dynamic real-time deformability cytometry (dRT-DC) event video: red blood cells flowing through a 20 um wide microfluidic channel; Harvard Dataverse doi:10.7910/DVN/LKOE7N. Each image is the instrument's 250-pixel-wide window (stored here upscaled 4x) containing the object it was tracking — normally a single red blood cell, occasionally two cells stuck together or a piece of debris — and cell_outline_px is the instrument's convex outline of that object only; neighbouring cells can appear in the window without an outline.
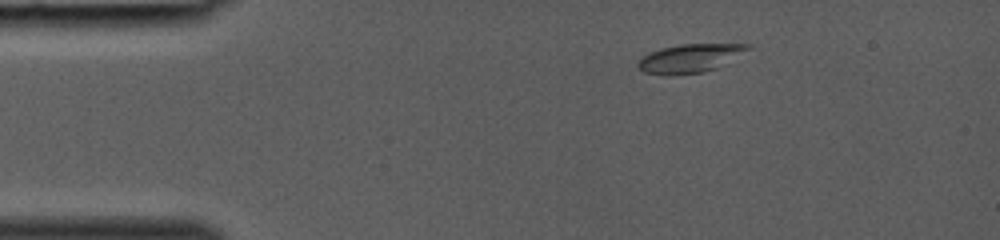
{"species": "common noctule bat (a hibernating species)", "species_latin": "Nyctalus noctula", "temperature_condition": "room temperature", "stored_images_in_passage": 33, "camera_frame_rate_fps": 3000, "um_per_image_px": 0.085, "animal": {"sex": "female", "body_mass_g": 19.0, "forearm_length_mm": 53.3}, "frame": {"image": 1, "passage_image": 1, "time_ms": 0.0, "image_size_px": [1000, 240], "cell_outline_px": [[752, 48], [716, 68], [704, 72], [672, 76], [668, 76], [644, 72], [636, 64], [640, 56], [648, 52], [660, 48], [680, 44], [752, 44]], "centroid_in_image_um": [58.59, 4.96], "position_along_channel_um": 26.4, "area_um2": 18.5}}
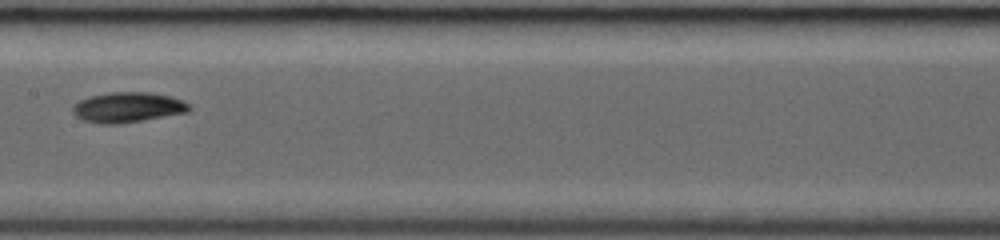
{"frame": {"image": 2, "passage_image": 15, "time_ms": 4.667, "image_size_px": [1000, 240], "cell_outline_px": [[192, 108], [188, 112], [144, 120], [116, 124], [100, 124], [84, 120], [76, 116], [72, 112], [72, 108], [80, 100], [92, 96], [112, 92], [148, 92], [168, 96], [180, 100], [188, 104]], "centroid_in_image_um": [10.86, 9.13], "position_along_channel_um": 196.5, "area_um2": 20.23}}
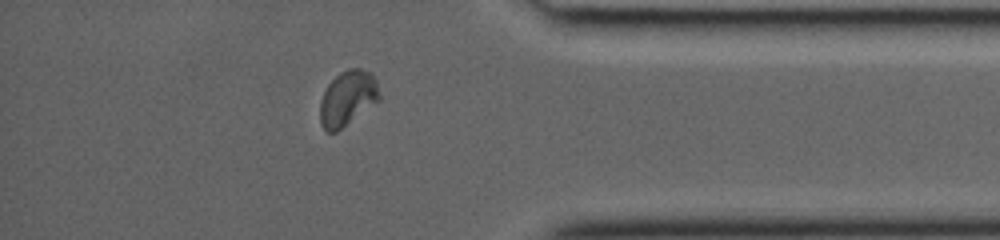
{"frame": {"image": 3, "passage_image": 28, "time_ms": 9.0, "image_size_px": [1000, 240], "cell_outline_px": [[380, 100], [336, 132], [324, 132], [320, 124], [320, 100], [328, 84], [340, 72], [348, 68], [360, 68], [368, 72], [376, 80], [380, 96]], "centroid_in_image_um": [29.52, 8.37], "position_along_channel_um": 405.7, "area_um2": 19.02}}